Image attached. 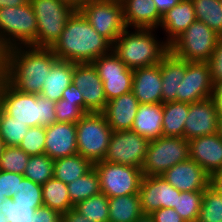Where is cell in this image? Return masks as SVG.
Segmentation results:
<instances>
[{
	"instance_id": "cell-36",
	"label": "cell",
	"mask_w": 222,
	"mask_h": 222,
	"mask_svg": "<svg viewBox=\"0 0 222 222\" xmlns=\"http://www.w3.org/2000/svg\"><path fill=\"white\" fill-rule=\"evenodd\" d=\"M54 160L45 153L30 156L23 176L34 183L43 185L53 178Z\"/></svg>"
},
{
	"instance_id": "cell-8",
	"label": "cell",
	"mask_w": 222,
	"mask_h": 222,
	"mask_svg": "<svg viewBox=\"0 0 222 222\" xmlns=\"http://www.w3.org/2000/svg\"><path fill=\"white\" fill-rule=\"evenodd\" d=\"M219 38L205 23L195 20L169 47L182 60L207 63Z\"/></svg>"
},
{
	"instance_id": "cell-12",
	"label": "cell",
	"mask_w": 222,
	"mask_h": 222,
	"mask_svg": "<svg viewBox=\"0 0 222 222\" xmlns=\"http://www.w3.org/2000/svg\"><path fill=\"white\" fill-rule=\"evenodd\" d=\"M149 141L132 130L112 133L103 161L142 169Z\"/></svg>"
},
{
	"instance_id": "cell-40",
	"label": "cell",
	"mask_w": 222,
	"mask_h": 222,
	"mask_svg": "<svg viewBox=\"0 0 222 222\" xmlns=\"http://www.w3.org/2000/svg\"><path fill=\"white\" fill-rule=\"evenodd\" d=\"M29 158L19 147L5 146L0 155V170L23 175Z\"/></svg>"
},
{
	"instance_id": "cell-15",
	"label": "cell",
	"mask_w": 222,
	"mask_h": 222,
	"mask_svg": "<svg viewBox=\"0 0 222 222\" xmlns=\"http://www.w3.org/2000/svg\"><path fill=\"white\" fill-rule=\"evenodd\" d=\"M181 191L170 185L161 175L142 177L139 196L144 214L160 208H174Z\"/></svg>"
},
{
	"instance_id": "cell-60",
	"label": "cell",
	"mask_w": 222,
	"mask_h": 222,
	"mask_svg": "<svg viewBox=\"0 0 222 222\" xmlns=\"http://www.w3.org/2000/svg\"><path fill=\"white\" fill-rule=\"evenodd\" d=\"M4 148H5V143L0 138V155L3 153Z\"/></svg>"
},
{
	"instance_id": "cell-55",
	"label": "cell",
	"mask_w": 222,
	"mask_h": 222,
	"mask_svg": "<svg viewBox=\"0 0 222 222\" xmlns=\"http://www.w3.org/2000/svg\"><path fill=\"white\" fill-rule=\"evenodd\" d=\"M8 198L0 204V222H9L7 218Z\"/></svg>"
},
{
	"instance_id": "cell-53",
	"label": "cell",
	"mask_w": 222,
	"mask_h": 222,
	"mask_svg": "<svg viewBox=\"0 0 222 222\" xmlns=\"http://www.w3.org/2000/svg\"><path fill=\"white\" fill-rule=\"evenodd\" d=\"M222 194V171L211 176V183Z\"/></svg>"
},
{
	"instance_id": "cell-34",
	"label": "cell",
	"mask_w": 222,
	"mask_h": 222,
	"mask_svg": "<svg viewBox=\"0 0 222 222\" xmlns=\"http://www.w3.org/2000/svg\"><path fill=\"white\" fill-rule=\"evenodd\" d=\"M73 208L92 222H108V197L102 192L79 201Z\"/></svg>"
},
{
	"instance_id": "cell-6",
	"label": "cell",
	"mask_w": 222,
	"mask_h": 222,
	"mask_svg": "<svg viewBox=\"0 0 222 222\" xmlns=\"http://www.w3.org/2000/svg\"><path fill=\"white\" fill-rule=\"evenodd\" d=\"M113 130L102 112H88L76 123L77 151L93 164L103 161Z\"/></svg>"
},
{
	"instance_id": "cell-11",
	"label": "cell",
	"mask_w": 222,
	"mask_h": 222,
	"mask_svg": "<svg viewBox=\"0 0 222 222\" xmlns=\"http://www.w3.org/2000/svg\"><path fill=\"white\" fill-rule=\"evenodd\" d=\"M79 11L111 44L126 29L121 0H89Z\"/></svg>"
},
{
	"instance_id": "cell-45",
	"label": "cell",
	"mask_w": 222,
	"mask_h": 222,
	"mask_svg": "<svg viewBox=\"0 0 222 222\" xmlns=\"http://www.w3.org/2000/svg\"><path fill=\"white\" fill-rule=\"evenodd\" d=\"M7 218L9 222H32L35 210L31 207L19 206L12 198H8Z\"/></svg>"
},
{
	"instance_id": "cell-25",
	"label": "cell",
	"mask_w": 222,
	"mask_h": 222,
	"mask_svg": "<svg viewBox=\"0 0 222 222\" xmlns=\"http://www.w3.org/2000/svg\"><path fill=\"white\" fill-rule=\"evenodd\" d=\"M196 20L192 0H181L163 16L159 27L165 31L170 46Z\"/></svg>"
},
{
	"instance_id": "cell-38",
	"label": "cell",
	"mask_w": 222,
	"mask_h": 222,
	"mask_svg": "<svg viewBox=\"0 0 222 222\" xmlns=\"http://www.w3.org/2000/svg\"><path fill=\"white\" fill-rule=\"evenodd\" d=\"M204 191L180 192L173 209L185 220L196 222L201 208Z\"/></svg>"
},
{
	"instance_id": "cell-17",
	"label": "cell",
	"mask_w": 222,
	"mask_h": 222,
	"mask_svg": "<svg viewBox=\"0 0 222 222\" xmlns=\"http://www.w3.org/2000/svg\"><path fill=\"white\" fill-rule=\"evenodd\" d=\"M218 127L219 118L211 98L189 103L188 118L184 126L186 140L216 134Z\"/></svg>"
},
{
	"instance_id": "cell-50",
	"label": "cell",
	"mask_w": 222,
	"mask_h": 222,
	"mask_svg": "<svg viewBox=\"0 0 222 222\" xmlns=\"http://www.w3.org/2000/svg\"><path fill=\"white\" fill-rule=\"evenodd\" d=\"M10 47L7 43L3 40L0 34V67L7 72V67L9 64V54H10Z\"/></svg>"
},
{
	"instance_id": "cell-57",
	"label": "cell",
	"mask_w": 222,
	"mask_h": 222,
	"mask_svg": "<svg viewBox=\"0 0 222 222\" xmlns=\"http://www.w3.org/2000/svg\"><path fill=\"white\" fill-rule=\"evenodd\" d=\"M134 222H154L153 217L150 214H143Z\"/></svg>"
},
{
	"instance_id": "cell-35",
	"label": "cell",
	"mask_w": 222,
	"mask_h": 222,
	"mask_svg": "<svg viewBox=\"0 0 222 222\" xmlns=\"http://www.w3.org/2000/svg\"><path fill=\"white\" fill-rule=\"evenodd\" d=\"M196 222H222V194L211 184L204 190Z\"/></svg>"
},
{
	"instance_id": "cell-56",
	"label": "cell",
	"mask_w": 222,
	"mask_h": 222,
	"mask_svg": "<svg viewBox=\"0 0 222 222\" xmlns=\"http://www.w3.org/2000/svg\"><path fill=\"white\" fill-rule=\"evenodd\" d=\"M62 1L72 5L76 10H79L89 0H62Z\"/></svg>"
},
{
	"instance_id": "cell-14",
	"label": "cell",
	"mask_w": 222,
	"mask_h": 222,
	"mask_svg": "<svg viewBox=\"0 0 222 222\" xmlns=\"http://www.w3.org/2000/svg\"><path fill=\"white\" fill-rule=\"evenodd\" d=\"M72 85L83 95L84 111L102 112L107 104L103 82L93 63H74Z\"/></svg>"
},
{
	"instance_id": "cell-19",
	"label": "cell",
	"mask_w": 222,
	"mask_h": 222,
	"mask_svg": "<svg viewBox=\"0 0 222 222\" xmlns=\"http://www.w3.org/2000/svg\"><path fill=\"white\" fill-rule=\"evenodd\" d=\"M190 159L210 176L222 171V139L219 133L189 140Z\"/></svg>"
},
{
	"instance_id": "cell-46",
	"label": "cell",
	"mask_w": 222,
	"mask_h": 222,
	"mask_svg": "<svg viewBox=\"0 0 222 222\" xmlns=\"http://www.w3.org/2000/svg\"><path fill=\"white\" fill-rule=\"evenodd\" d=\"M62 214L50 207L42 206L35 210L32 222H61Z\"/></svg>"
},
{
	"instance_id": "cell-22",
	"label": "cell",
	"mask_w": 222,
	"mask_h": 222,
	"mask_svg": "<svg viewBox=\"0 0 222 222\" xmlns=\"http://www.w3.org/2000/svg\"><path fill=\"white\" fill-rule=\"evenodd\" d=\"M138 106L139 102L131 91L108 101L102 113L113 132L131 130Z\"/></svg>"
},
{
	"instance_id": "cell-39",
	"label": "cell",
	"mask_w": 222,
	"mask_h": 222,
	"mask_svg": "<svg viewBox=\"0 0 222 222\" xmlns=\"http://www.w3.org/2000/svg\"><path fill=\"white\" fill-rule=\"evenodd\" d=\"M13 200L16 205L31 207L34 210L42 207V185L24 177L19 183L18 193L15 194Z\"/></svg>"
},
{
	"instance_id": "cell-5",
	"label": "cell",
	"mask_w": 222,
	"mask_h": 222,
	"mask_svg": "<svg viewBox=\"0 0 222 222\" xmlns=\"http://www.w3.org/2000/svg\"><path fill=\"white\" fill-rule=\"evenodd\" d=\"M37 19L36 47L51 48L76 9L62 0H29Z\"/></svg>"
},
{
	"instance_id": "cell-54",
	"label": "cell",
	"mask_w": 222,
	"mask_h": 222,
	"mask_svg": "<svg viewBox=\"0 0 222 222\" xmlns=\"http://www.w3.org/2000/svg\"><path fill=\"white\" fill-rule=\"evenodd\" d=\"M29 0H0V8L3 7H18L28 3Z\"/></svg>"
},
{
	"instance_id": "cell-4",
	"label": "cell",
	"mask_w": 222,
	"mask_h": 222,
	"mask_svg": "<svg viewBox=\"0 0 222 222\" xmlns=\"http://www.w3.org/2000/svg\"><path fill=\"white\" fill-rule=\"evenodd\" d=\"M56 102L38 94L23 93L7 80L0 88V108L29 127H47L56 122Z\"/></svg>"
},
{
	"instance_id": "cell-29",
	"label": "cell",
	"mask_w": 222,
	"mask_h": 222,
	"mask_svg": "<svg viewBox=\"0 0 222 222\" xmlns=\"http://www.w3.org/2000/svg\"><path fill=\"white\" fill-rule=\"evenodd\" d=\"M93 163L80 154L54 160L53 177L69 184L93 168Z\"/></svg>"
},
{
	"instance_id": "cell-49",
	"label": "cell",
	"mask_w": 222,
	"mask_h": 222,
	"mask_svg": "<svg viewBox=\"0 0 222 222\" xmlns=\"http://www.w3.org/2000/svg\"><path fill=\"white\" fill-rule=\"evenodd\" d=\"M211 99L214 102L219 119H222V82L213 84Z\"/></svg>"
},
{
	"instance_id": "cell-9",
	"label": "cell",
	"mask_w": 222,
	"mask_h": 222,
	"mask_svg": "<svg viewBox=\"0 0 222 222\" xmlns=\"http://www.w3.org/2000/svg\"><path fill=\"white\" fill-rule=\"evenodd\" d=\"M190 158L189 140L184 137L161 136L149 141L142 167L144 176H160L175 164Z\"/></svg>"
},
{
	"instance_id": "cell-51",
	"label": "cell",
	"mask_w": 222,
	"mask_h": 222,
	"mask_svg": "<svg viewBox=\"0 0 222 222\" xmlns=\"http://www.w3.org/2000/svg\"><path fill=\"white\" fill-rule=\"evenodd\" d=\"M61 222H92V221L84 217L74 208H71L67 212L62 214Z\"/></svg>"
},
{
	"instance_id": "cell-24",
	"label": "cell",
	"mask_w": 222,
	"mask_h": 222,
	"mask_svg": "<svg viewBox=\"0 0 222 222\" xmlns=\"http://www.w3.org/2000/svg\"><path fill=\"white\" fill-rule=\"evenodd\" d=\"M187 61L176 57L169 51L160 62L162 78V104L177 102L179 87L185 77Z\"/></svg>"
},
{
	"instance_id": "cell-10",
	"label": "cell",
	"mask_w": 222,
	"mask_h": 222,
	"mask_svg": "<svg viewBox=\"0 0 222 222\" xmlns=\"http://www.w3.org/2000/svg\"><path fill=\"white\" fill-rule=\"evenodd\" d=\"M93 167L99 176L100 191L108 198L139 194L142 169L106 161L96 162Z\"/></svg>"
},
{
	"instance_id": "cell-16",
	"label": "cell",
	"mask_w": 222,
	"mask_h": 222,
	"mask_svg": "<svg viewBox=\"0 0 222 222\" xmlns=\"http://www.w3.org/2000/svg\"><path fill=\"white\" fill-rule=\"evenodd\" d=\"M213 86L208 63L187 61L186 74L179 87L177 102L193 103L211 98Z\"/></svg>"
},
{
	"instance_id": "cell-23",
	"label": "cell",
	"mask_w": 222,
	"mask_h": 222,
	"mask_svg": "<svg viewBox=\"0 0 222 222\" xmlns=\"http://www.w3.org/2000/svg\"><path fill=\"white\" fill-rule=\"evenodd\" d=\"M126 28L159 29L162 16L153 0H121Z\"/></svg>"
},
{
	"instance_id": "cell-42",
	"label": "cell",
	"mask_w": 222,
	"mask_h": 222,
	"mask_svg": "<svg viewBox=\"0 0 222 222\" xmlns=\"http://www.w3.org/2000/svg\"><path fill=\"white\" fill-rule=\"evenodd\" d=\"M55 113L56 122L76 124L86 112L76 103L60 99L56 102Z\"/></svg>"
},
{
	"instance_id": "cell-44",
	"label": "cell",
	"mask_w": 222,
	"mask_h": 222,
	"mask_svg": "<svg viewBox=\"0 0 222 222\" xmlns=\"http://www.w3.org/2000/svg\"><path fill=\"white\" fill-rule=\"evenodd\" d=\"M210 77L213 84L222 82V37H220L208 60Z\"/></svg>"
},
{
	"instance_id": "cell-7",
	"label": "cell",
	"mask_w": 222,
	"mask_h": 222,
	"mask_svg": "<svg viewBox=\"0 0 222 222\" xmlns=\"http://www.w3.org/2000/svg\"><path fill=\"white\" fill-rule=\"evenodd\" d=\"M0 34L10 48L36 47L37 19L30 2L0 8Z\"/></svg>"
},
{
	"instance_id": "cell-33",
	"label": "cell",
	"mask_w": 222,
	"mask_h": 222,
	"mask_svg": "<svg viewBox=\"0 0 222 222\" xmlns=\"http://www.w3.org/2000/svg\"><path fill=\"white\" fill-rule=\"evenodd\" d=\"M67 187L70 200L74 205L101 192L99 176L94 167L85 175L67 184Z\"/></svg>"
},
{
	"instance_id": "cell-28",
	"label": "cell",
	"mask_w": 222,
	"mask_h": 222,
	"mask_svg": "<svg viewBox=\"0 0 222 222\" xmlns=\"http://www.w3.org/2000/svg\"><path fill=\"white\" fill-rule=\"evenodd\" d=\"M108 222H134L144 213L139 194L108 198Z\"/></svg>"
},
{
	"instance_id": "cell-48",
	"label": "cell",
	"mask_w": 222,
	"mask_h": 222,
	"mask_svg": "<svg viewBox=\"0 0 222 222\" xmlns=\"http://www.w3.org/2000/svg\"><path fill=\"white\" fill-rule=\"evenodd\" d=\"M61 99L74 102L84 110L83 95L80 93L78 87L74 85H70L64 90Z\"/></svg>"
},
{
	"instance_id": "cell-58",
	"label": "cell",
	"mask_w": 222,
	"mask_h": 222,
	"mask_svg": "<svg viewBox=\"0 0 222 222\" xmlns=\"http://www.w3.org/2000/svg\"><path fill=\"white\" fill-rule=\"evenodd\" d=\"M6 80V72L0 67V88Z\"/></svg>"
},
{
	"instance_id": "cell-43",
	"label": "cell",
	"mask_w": 222,
	"mask_h": 222,
	"mask_svg": "<svg viewBox=\"0 0 222 222\" xmlns=\"http://www.w3.org/2000/svg\"><path fill=\"white\" fill-rule=\"evenodd\" d=\"M23 175L0 170V193L12 198L18 193V187Z\"/></svg>"
},
{
	"instance_id": "cell-59",
	"label": "cell",
	"mask_w": 222,
	"mask_h": 222,
	"mask_svg": "<svg viewBox=\"0 0 222 222\" xmlns=\"http://www.w3.org/2000/svg\"><path fill=\"white\" fill-rule=\"evenodd\" d=\"M218 133L222 139V119H219Z\"/></svg>"
},
{
	"instance_id": "cell-26",
	"label": "cell",
	"mask_w": 222,
	"mask_h": 222,
	"mask_svg": "<svg viewBox=\"0 0 222 222\" xmlns=\"http://www.w3.org/2000/svg\"><path fill=\"white\" fill-rule=\"evenodd\" d=\"M163 104H139L132 131L153 141L163 136Z\"/></svg>"
},
{
	"instance_id": "cell-47",
	"label": "cell",
	"mask_w": 222,
	"mask_h": 222,
	"mask_svg": "<svg viewBox=\"0 0 222 222\" xmlns=\"http://www.w3.org/2000/svg\"><path fill=\"white\" fill-rule=\"evenodd\" d=\"M154 222H185L173 208H160L150 214Z\"/></svg>"
},
{
	"instance_id": "cell-61",
	"label": "cell",
	"mask_w": 222,
	"mask_h": 222,
	"mask_svg": "<svg viewBox=\"0 0 222 222\" xmlns=\"http://www.w3.org/2000/svg\"><path fill=\"white\" fill-rule=\"evenodd\" d=\"M7 199V197L4 195V193H0V204L3 203V201H5Z\"/></svg>"
},
{
	"instance_id": "cell-31",
	"label": "cell",
	"mask_w": 222,
	"mask_h": 222,
	"mask_svg": "<svg viewBox=\"0 0 222 222\" xmlns=\"http://www.w3.org/2000/svg\"><path fill=\"white\" fill-rule=\"evenodd\" d=\"M42 198L43 206L50 207L61 214L74 207L67 184L54 177L42 185Z\"/></svg>"
},
{
	"instance_id": "cell-1",
	"label": "cell",
	"mask_w": 222,
	"mask_h": 222,
	"mask_svg": "<svg viewBox=\"0 0 222 222\" xmlns=\"http://www.w3.org/2000/svg\"><path fill=\"white\" fill-rule=\"evenodd\" d=\"M50 49L58 60L92 63L96 58L108 54L112 50V44L76 10L67 20L61 37Z\"/></svg>"
},
{
	"instance_id": "cell-3",
	"label": "cell",
	"mask_w": 222,
	"mask_h": 222,
	"mask_svg": "<svg viewBox=\"0 0 222 222\" xmlns=\"http://www.w3.org/2000/svg\"><path fill=\"white\" fill-rule=\"evenodd\" d=\"M132 30L126 28L121 33L112 44V51L131 70L159 64L170 51V47L164 38L157 39L154 33L157 29L133 28Z\"/></svg>"
},
{
	"instance_id": "cell-37",
	"label": "cell",
	"mask_w": 222,
	"mask_h": 222,
	"mask_svg": "<svg viewBox=\"0 0 222 222\" xmlns=\"http://www.w3.org/2000/svg\"><path fill=\"white\" fill-rule=\"evenodd\" d=\"M29 126L6 114L0 108V138L5 146L18 147L28 132Z\"/></svg>"
},
{
	"instance_id": "cell-52",
	"label": "cell",
	"mask_w": 222,
	"mask_h": 222,
	"mask_svg": "<svg viewBox=\"0 0 222 222\" xmlns=\"http://www.w3.org/2000/svg\"><path fill=\"white\" fill-rule=\"evenodd\" d=\"M156 8L161 16H163L168 10L172 9L181 0H153Z\"/></svg>"
},
{
	"instance_id": "cell-32",
	"label": "cell",
	"mask_w": 222,
	"mask_h": 222,
	"mask_svg": "<svg viewBox=\"0 0 222 222\" xmlns=\"http://www.w3.org/2000/svg\"><path fill=\"white\" fill-rule=\"evenodd\" d=\"M196 20L222 37V4L219 0H192Z\"/></svg>"
},
{
	"instance_id": "cell-21",
	"label": "cell",
	"mask_w": 222,
	"mask_h": 222,
	"mask_svg": "<svg viewBox=\"0 0 222 222\" xmlns=\"http://www.w3.org/2000/svg\"><path fill=\"white\" fill-rule=\"evenodd\" d=\"M132 92L139 104L162 103L160 63L133 70Z\"/></svg>"
},
{
	"instance_id": "cell-2",
	"label": "cell",
	"mask_w": 222,
	"mask_h": 222,
	"mask_svg": "<svg viewBox=\"0 0 222 222\" xmlns=\"http://www.w3.org/2000/svg\"><path fill=\"white\" fill-rule=\"evenodd\" d=\"M57 60L50 48H11L6 80L20 92L39 95L52 65Z\"/></svg>"
},
{
	"instance_id": "cell-41",
	"label": "cell",
	"mask_w": 222,
	"mask_h": 222,
	"mask_svg": "<svg viewBox=\"0 0 222 222\" xmlns=\"http://www.w3.org/2000/svg\"><path fill=\"white\" fill-rule=\"evenodd\" d=\"M46 133L45 127H29L26 136L18 146L30 156L45 153Z\"/></svg>"
},
{
	"instance_id": "cell-27",
	"label": "cell",
	"mask_w": 222,
	"mask_h": 222,
	"mask_svg": "<svg viewBox=\"0 0 222 222\" xmlns=\"http://www.w3.org/2000/svg\"><path fill=\"white\" fill-rule=\"evenodd\" d=\"M73 71V62L57 60L51 67L40 95L50 101L58 102L62 98L64 90L72 85Z\"/></svg>"
},
{
	"instance_id": "cell-13",
	"label": "cell",
	"mask_w": 222,
	"mask_h": 222,
	"mask_svg": "<svg viewBox=\"0 0 222 222\" xmlns=\"http://www.w3.org/2000/svg\"><path fill=\"white\" fill-rule=\"evenodd\" d=\"M103 82L107 102L132 91L133 70L129 69L111 50L93 62Z\"/></svg>"
},
{
	"instance_id": "cell-30",
	"label": "cell",
	"mask_w": 222,
	"mask_h": 222,
	"mask_svg": "<svg viewBox=\"0 0 222 222\" xmlns=\"http://www.w3.org/2000/svg\"><path fill=\"white\" fill-rule=\"evenodd\" d=\"M189 103H163V136L184 137L185 121L188 118Z\"/></svg>"
},
{
	"instance_id": "cell-20",
	"label": "cell",
	"mask_w": 222,
	"mask_h": 222,
	"mask_svg": "<svg viewBox=\"0 0 222 222\" xmlns=\"http://www.w3.org/2000/svg\"><path fill=\"white\" fill-rule=\"evenodd\" d=\"M45 154L51 159L78 154L75 123L55 122L45 127Z\"/></svg>"
},
{
	"instance_id": "cell-18",
	"label": "cell",
	"mask_w": 222,
	"mask_h": 222,
	"mask_svg": "<svg viewBox=\"0 0 222 222\" xmlns=\"http://www.w3.org/2000/svg\"><path fill=\"white\" fill-rule=\"evenodd\" d=\"M161 176L181 192L204 191L211 183V176L190 158L175 164Z\"/></svg>"
}]
</instances>
